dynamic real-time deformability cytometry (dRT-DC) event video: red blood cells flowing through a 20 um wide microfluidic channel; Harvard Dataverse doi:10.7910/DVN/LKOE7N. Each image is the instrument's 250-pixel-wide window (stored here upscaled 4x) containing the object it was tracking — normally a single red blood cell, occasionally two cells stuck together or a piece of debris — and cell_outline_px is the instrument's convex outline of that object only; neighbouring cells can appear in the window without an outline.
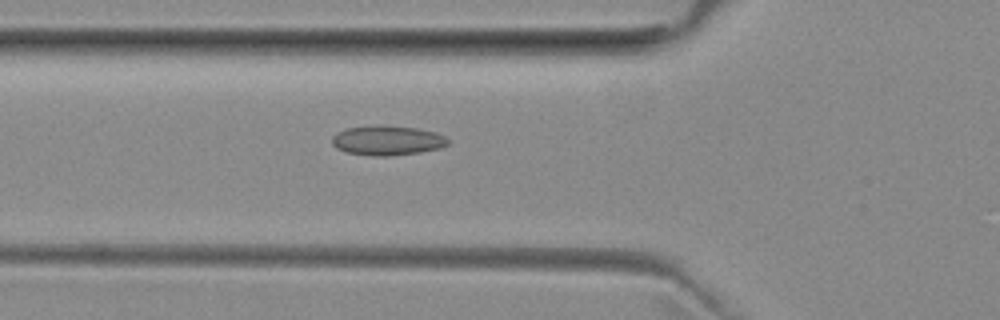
{"species": "common noctule bat (a hibernating species)", "species_latin": "Nyctalus noctula", "temperature_condition": "room temperature", "stored_images_in_passage": 52, "camera_frame_rate_fps": 3000, "um_per_image_px": 0.085, "animal": {"sex": "female", "body_mass_g": 29.2, "forearm_length_mm": 56.3}, "frame": {"image": 1, "passage_image": 18, "time_ms": 5.667, "image_size_px": [1000, 320], "cell_outline_px": [[448, 144], [440, 148], [420, 152], [388, 156], [372, 156], [348, 152], [336, 148], [332, 144], [332, 136], [336, 132], [344, 128], [416, 128], [436, 132], [444, 136], [448, 140]], "centroid_in_image_um": [32.92, 11.98], "position_along_channel_um": 92.9, "area_um2": 19.19}}
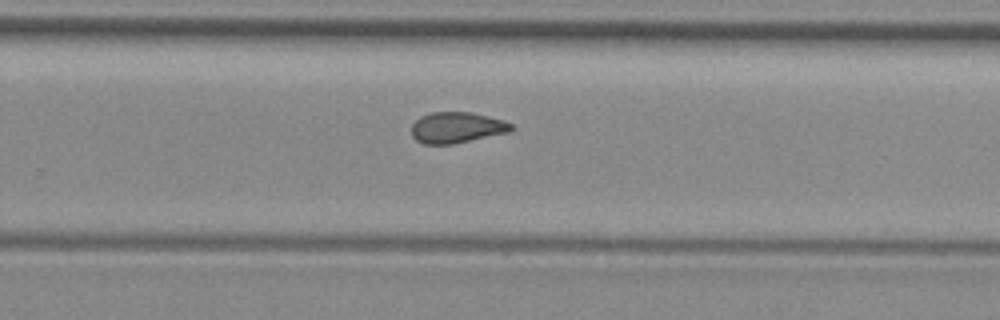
{"frame": {"image": 2, "passage_image": 33, "time_ms": 10.667, "image_size_px": [1000, 320], "cell_outline_px": [[512, 128], [508, 132], [452, 144], [424, 144], [416, 140], [412, 136], [412, 124], [420, 116], [432, 112], [472, 112], [504, 120], [512, 124]], "centroid_in_image_um": [38.79, 10.83], "position_along_channel_um": 291.0, "area_um2": 17.86}}
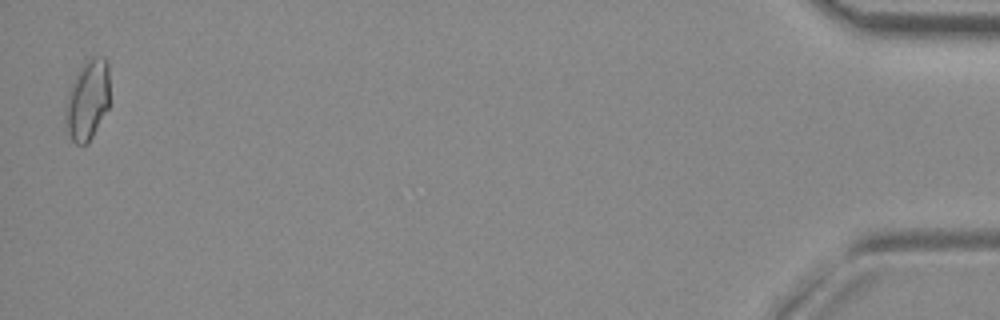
{"frame": {"image": 3, "passage_image": 51, "time_ms": 16.667, "image_size_px": [1000, 320], "cell_outline_px": [[108, 108], [88, 144], [76, 144], [72, 140], [68, 132], [64, 120], [64, 104], [68, 92], [80, 68], [92, 56], [104, 56], [108, 64]], "centroid_in_image_um": [7.41, 8.52], "position_along_channel_um": 427.8, "area_um2": 20.63}, "authors_computed_cell_mechanics": {"area_um2": 18.7272, "velocity_mm_per_s": 3.9675, "shape_relaxation_time_tau1_ms": null, "shape_relaxation_time_tau2_ms": 2.5905, "deformation_change_tau1": null, "deformation_change_tau2": 0.0749}}